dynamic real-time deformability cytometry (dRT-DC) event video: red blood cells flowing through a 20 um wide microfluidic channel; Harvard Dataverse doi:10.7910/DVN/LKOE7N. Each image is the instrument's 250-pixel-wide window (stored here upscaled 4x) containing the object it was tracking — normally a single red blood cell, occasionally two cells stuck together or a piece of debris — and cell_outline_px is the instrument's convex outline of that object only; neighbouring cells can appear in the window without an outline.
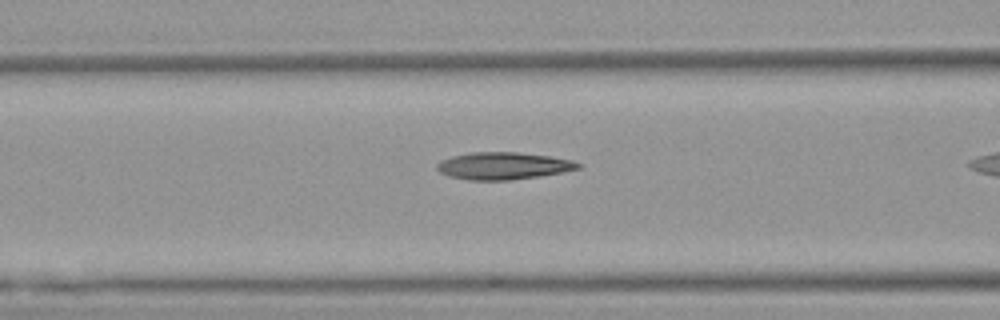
{"species": "Egyptian fruit bat (a non-hibernating species)", "species_latin": "Rousettus aegyptiacus", "temperature_condition": "warm", "stored_images_in_passage": 5, "camera_frame_rate_fps": 3000, "um_per_image_px": 0.085, "animal": {"sex": "female"}, "frame": {"image": 1, "passage_image": 4, "time_ms": 1.0, "image_size_px": [1000, 320], "cell_outline_px": [[584, 164], [580, 168], [564, 172], [540, 176], [512, 180], [468, 180], [448, 176], [440, 172], [436, 168], [436, 164], [440, 160], [452, 156], [472, 152], [520, 152], [552, 156], [572, 160]], "centroid_in_image_um": [42.81, 14.09], "position_along_channel_um": 123.8, "area_um2": 22.72}}